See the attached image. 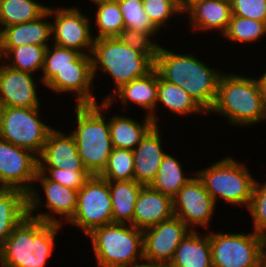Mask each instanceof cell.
<instances>
[{"instance_id": "2e32d148", "label": "cell", "mask_w": 266, "mask_h": 267, "mask_svg": "<svg viewBox=\"0 0 266 267\" xmlns=\"http://www.w3.org/2000/svg\"><path fill=\"white\" fill-rule=\"evenodd\" d=\"M90 54H82L75 61V68L59 71L47 84L55 92L77 93V105H96V98L90 90L93 81L92 58Z\"/></svg>"}, {"instance_id": "ffe728a7", "label": "cell", "mask_w": 266, "mask_h": 267, "mask_svg": "<svg viewBox=\"0 0 266 267\" xmlns=\"http://www.w3.org/2000/svg\"><path fill=\"white\" fill-rule=\"evenodd\" d=\"M51 17L49 7L38 19L31 22L15 24L0 30V47H20L24 45H40L47 47L52 34V24L43 21ZM44 18V19H43Z\"/></svg>"}, {"instance_id": "6da1fadb", "label": "cell", "mask_w": 266, "mask_h": 267, "mask_svg": "<svg viewBox=\"0 0 266 267\" xmlns=\"http://www.w3.org/2000/svg\"><path fill=\"white\" fill-rule=\"evenodd\" d=\"M54 215L26 216L0 248L1 267H45L61 221Z\"/></svg>"}, {"instance_id": "d6986e66", "label": "cell", "mask_w": 266, "mask_h": 267, "mask_svg": "<svg viewBox=\"0 0 266 267\" xmlns=\"http://www.w3.org/2000/svg\"><path fill=\"white\" fill-rule=\"evenodd\" d=\"M158 125L154 126L134 148V180L144 186L156 178L158 169L166 154L161 147Z\"/></svg>"}, {"instance_id": "ba28073f", "label": "cell", "mask_w": 266, "mask_h": 267, "mask_svg": "<svg viewBox=\"0 0 266 267\" xmlns=\"http://www.w3.org/2000/svg\"><path fill=\"white\" fill-rule=\"evenodd\" d=\"M31 151L0 138V189H19L28 195V215L38 208L40 199L30 184L38 173V157Z\"/></svg>"}, {"instance_id": "cb8c5ba5", "label": "cell", "mask_w": 266, "mask_h": 267, "mask_svg": "<svg viewBox=\"0 0 266 267\" xmlns=\"http://www.w3.org/2000/svg\"><path fill=\"white\" fill-rule=\"evenodd\" d=\"M26 216L28 195L19 189H0V248Z\"/></svg>"}, {"instance_id": "4316f807", "label": "cell", "mask_w": 266, "mask_h": 267, "mask_svg": "<svg viewBox=\"0 0 266 267\" xmlns=\"http://www.w3.org/2000/svg\"><path fill=\"white\" fill-rule=\"evenodd\" d=\"M42 182L46 196V204L52 213L61 214L68 222L74 215L77 207L78 190L48 180L45 174L37 173L35 181Z\"/></svg>"}, {"instance_id": "f35d334b", "label": "cell", "mask_w": 266, "mask_h": 267, "mask_svg": "<svg viewBox=\"0 0 266 267\" xmlns=\"http://www.w3.org/2000/svg\"><path fill=\"white\" fill-rule=\"evenodd\" d=\"M46 169L49 171V176L45 177L53 182L62 184L66 187H69L74 190H80L85 182L92 176L87 170H73L66 171L59 168L54 167H38V172L42 174L48 173Z\"/></svg>"}, {"instance_id": "ac0fdd59", "label": "cell", "mask_w": 266, "mask_h": 267, "mask_svg": "<svg viewBox=\"0 0 266 267\" xmlns=\"http://www.w3.org/2000/svg\"><path fill=\"white\" fill-rule=\"evenodd\" d=\"M173 216L171 197L154 190L150 185L141 188L134 207L133 226L145 230Z\"/></svg>"}, {"instance_id": "8fae6325", "label": "cell", "mask_w": 266, "mask_h": 267, "mask_svg": "<svg viewBox=\"0 0 266 267\" xmlns=\"http://www.w3.org/2000/svg\"><path fill=\"white\" fill-rule=\"evenodd\" d=\"M89 234L97 227L112 223V203L108 181L92 175L78 191L77 207L68 221Z\"/></svg>"}, {"instance_id": "74e56055", "label": "cell", "mask_w": 266, "mask_h": 267, "mask_svg": "<svg viewBox=\"0 0 266 267\" xmlns=\"http://www.w3.org/2000/svg\"><path fill=\"white\" fill-rule=\"evenodd\" d=\"M156 32H142L135 29L124 28L117 38L125 45L134 50L141 52L146 56H154L156 58L160 45L154 44L149 37Z\"/></svg>"}, {"instance_id": "ab89813d", "label": "cell", "mask_w": 266, "mask_h": 267, "mask_svg": "<svg viewBox=\"0 0 266 267\" xmlns=\"http://www.w3.org/2000/svg\"><path fill=\"white\" fill-rule=\"evenodd\" d=\"M248 210L254 222V232L262 236H266V182L258 185L255 181L252 199L248 206Z\"/></svg>"}, {"instance_id": "d590c367", "label": "cell", "mask_w": 266, "mask_h": 267, "mask_svg": "<svg viewBox=\"0 0 266 267\" xmlns=\"http://www.w3.org/2000/svg\"><path fill=\"white\" fill-rule=\"evenodd\" d=\"M125 28L142 32H156L158 28L150 20L143 8V0H117Z\"/></svg>"}, {"instance_id": "7a4b0ae2", "label": "cell", "mask_w": 266, "mask_h": 267, "mask_svg": "<svg viewBox=\"0 0 266 267\" xmlns=\"http://www.w3.org/2000/svg\"><path fill=\"white\" fill-rule=\"evenodd\" d=\"M155 69L163 80L182 87L206 112L213 107L221 77L217 70L193 55L176 54L161 46Z\"/></svg>"}, {"instance_id": "d4e9b609", "label": "cell", "mask_w": 266, "mask_h": 267, "mask_svg": "<svg viewBox=\"0 0 266 267\" xmlns=\"http://www.w3.org/2000/svg\"><path fill=\"white\" fill-rule=\"evenodd\" d=\"M112 203V223L133 225L134 207L141 188L135 180L108 181Z\"/></svg>"}, {"instance_id": "9a60e30c", "label": "cell", "mask_w": 266, "mask_h": 267, "mask_svg": "<svg viewBox=\"0 0 266 267\" xmlns=\"http://www.w3.org/2000/svg\"><path fill=\"white\" fill-rule=\"evenodd\" d=\"M32 73L0 65V106L39 107Z\"/></svg>"}, {"instance_id": "e0dca14e", "label": "cell", "mask_w": 266, "mask_h": 267, "mask_svg": "<svg viewBox=\"0 0 266 267\" xmlns=\"http://www.w3.org/2000/svg\"><path fill=\"white\" fill-rule=\"evenodd\" d=\"M38 167H54L66 171L87 170L78 154L74 136L72 134L65 136L55 129L48 134L38 157Z\"/></svg>"}, {"instance_id": "f6af8a7d", "label": "cell", "mask_w": 266, "mask_h": 267, "mask_svg": "<svg viewBox=\"0 0 266 267\" xmlns=\"http://www.w3.org/2000/svg\"><path fill=\"white\" fill-rule=\"evenodd\" d=\"M266 246H264V250H263V258H262V267H266V250H265Z\"/></svg>"}, {"instance_id": "83f0119b", "label": "cell", "mask_w": 266, "mask_h": 267, "mask_svg": "<svg viewBox=\"0 0 266 267\" xmlns=\"http://www.w3.org/2000/svg\"><path fill=\"white\" fill-rule=\"evenodd\" d=\"M157 101L175 114L206 113V111L182 87L163 80L158 74Z\"/></svg>"}, {"instance_id": "30bf717a", "label": "cell", "mask_w": 266, "mask_h": 267, "mask_svg": "<svg viewBox=\"0 0 266 267\" xmlns=\"http://www.w3.org/2000/svg\"><path fill=\"white\" fill-rule=\"evenodd\" d=\"M213 267H262L265 237L249 234H210Z\"/></svg>"}, {"instance_id": "b9f144b4", "label": "cell", "mask_w": 266, "mask_h": 267, "mask_svg": "<svg viewBox=\"0 0 266 267\" xmlns=\"http://www.w3.org/2000/svg\"><path fill=\"white\" fill-rule=\"evenodd\" d=\"M257 81L260 87L263 105L266 109V72L260 78H258Z\"/></svg>"}, {"instance_id": "4fadbf2b", "label": "cell", "mask_w": 266, "mask_h": 267, "mask_svg": "<svg viewBox=\"0 0 266 267\" xmlns=\"http://www.w3.org/2000/svg\"><path fill=\"white\" fill-rule=\"evenodd\" d=\"M50 15H55L52 24V34L55 44L60 47L75 49L86 54L82 49H87L90 54L93 50L94 40L90 33V25L81 11L77 8H49Z\"/></svg>"}, {"instance_id": "d6a6232c", "label": "cell", "mask_w": 266, "mask_h": 267, "mask_svg": "<svg viewBox=\"0 0 266 267\" xmlns=\"http://www.w3.org/2000/svg\"><path fill=\"white\" fill-rule=\"evenodd\" d=\"M51 51L49 46L46 47L44 55L42 82L48 84L54 76L65 68H75V61L82 55L75 49L53 46Z\"/></svg>"}, {"instance_id": "44dd1931", "label": "cell", "mask_w": 266, "mask_h": 267, "mask_svg": "<svg viewBox=\"0 0 266 267\" xmlns=\"http://www.w3.org/2000/svg\"><path fill=\"white\" fill-rule=\"evenodd\" d=\"M185 11H189L193 28L219 29L222 34L226 31L232 16L230 0H195L183 10Z\"/></svg>"}, {"instance_id": "60d3db41", "label": "cell", "mask_w": 266, "mask_h": 267, "mask_svg": "<svg viewBox=\"0 0 266 267\" xmlns=\"http://www.w3.org/2000/svg\"><path fill=\"white\" fill-rule=\"evenodd\" d=\"M232 15L266 23V0H230Z\"/></svg>"}, {"instance_id": "5b68a950", "label": "cell", "mask_w": 266, "mask_h": 267, "mask_svg": "<svg viewBox=\"0 0 266 267\" xmlns=\"http://www.w3.org/2000/svg\"><path fill=\"white\" fill-rule=\"evenodd\" d=\"M91 237L98 267H135L144 260L143 230L133 225L110 223L92 230Z\"/></svg>"}, {"instance_id": "8d00e7d4", "label": "cell", "mask_w": 266, "mask_h": 267, "mask_svg": "<svg viewBox=\"0 0 266 267\" xmlns=\"http://www.w3.org/2000/svg\"><path fill=\"white\" fill-rule=\"evenodd\" d=\"M143 8L159 29L175 13H184L179 0H143Z\"/></svg>"}, {"instance_id": "7402d4cb", "label": "cell", "mask_w": 266, "mask_h": 267, "mask_svg": "<svg viewBox=\"0 0 266 267\" xmlns=\"http://www.w3.org/2000/svg\"><path fill=\"white\" fill-rule=\"evenodd\" d=\"M170 267H213L210 234L204 237L190 231L182 239L169 263Z\"/></svg>"}, {"instance_id": "e575fe53", "label": "cell", "mask_w": 266, "mask_h": 267, "mask_svg": "<svg viewBox=\"0 0 266 267\" xmlns=\"http://www.w3.org/2000/svg\"><path fill=\"white\" fill-rule=\"evenodd\" d=\"M266 34V23L241 16L232 15L226 31L225 38L239 42H253Z\"/></svg>"}, {"instance_id": "7bdbcfd3", "label": "cell", "mask_w": 266, "mask_h": 267, "mask_svg": "<svg viewBox=\"0 0 266 267\" xmlns=\"http://www.w3.org/2000/svg\"><path fill=\"white\" fill-rule=\"evenodd\" d=\"M135 267H170V266L168 263H149L145 261V263L142 264L140 263Z\"/></svg>"}, {"instance_id": "1f68e13d", "label": "cell", "mask_w": 266, "mask_h": 267, "mask_svg": "<svg viewBox=\"0 0 266 267\" xmlns=\"http://www.w3.org/2000/svg\"><path fill=\"white\" fill-rule=\"evenodd\" d=\"M99 176L107 181L134 180L133 151L113 148L108 163Z\"/></svg>"}, {"instance_id": "277c9868", "label": "cell", "mask_w": 266, "mask_h": 267, "mask_svg": "<svg viewBox=\"0 0 266 267\" xmlns=\"http://www.w3.org/2000/svg\"><path fill=\"white\" fill-rule=\"evenodd\" d=\"M223 74L218 82L215 103L209 112L225 115L234 125H250L265 120L266 109L257 79Z\"/></svg>"}, {"instance_id": "836d02e7", "label": "cell", "mask_w": 266, "mask_h": 267, "mask_svg": "<svg viewBox=\"0 0 266 267\" xmlns=\"http://www.w3.org/2000/svg\"><path fill=\"white\" fill-rule=\"evenodd\" d=\"M96 25L99 28L98 38L117 37L125 28L120 6L117 0L96 5Z\"/></svg>"}, {"instance_id": "bcb514c9", "label": "cell", "mask_w": 266, "mask_h": 267, "mask_svg": "<svg viewBox=\"0 0 266 267\" xmlns=\"http://www.w3.org/2000/svg\"><path fill=\"white\" fill-rule=\"evenodd\" d=\"M96 4H100V3H104V2H110V1H114V0H91Z\"/></svg>"}, {"instance_id": "ee69618b", "label": "cell", "mask_w": 266, "mask_h": 267, "mask_svg": "<svg viewBox=\"0 0 266 267\" xmlns=\"http://www.w3.org/2000/svg\"><path fill=\"white\" fill-rule=\"evenodd\" d=\"M193 1L195 0H179L182 10H184Z\"/></svg>"}, {"instance_id": "8992f818", "label": "cell", "mask_w": 266, "mask_h": 267, "mask_svg": "<svg viewBox=\"0 0 266 267\" xmlns=\"http://www.w3.org/2000/svg\"><path fill=\"white\" fill-rule=\"evenodd\" d=\"M91 55L93 78L99 68L113 77L117 90L155 68L154 56L143 55L123 44L117 37L95 39Z\"/></svg>"}, {"instance_id": "484cf974", "label": "cell", "mask_w": 266, "mask_h": 267, "mask_svg": "<svg viewBox=\"0 0 266 267\" xmlns=\"http://www.w3.org/2000/svg\"><path fill=\"white\" fill-rule=\"evenodd\" d=\"M154 126L148 115L143 125L125 116H113L109 122L113 148L133 150Z\"/></svg>"}, {"instance_id": "f546056e", "label": "cell", "mask_w": 266, "mask_h": 267, "mask_svg": "<svg viewBox=\"0 0 266 267\" xmlns=\"http://www.w3.org/2000/svg\"><path fill=\"white\" fill-rule=\"evenodd\" d=\"M191 179V177L184 176L180 163L166 153L158 169L157 176L150 186L173 199L178 191Z\"/></svg>"}, {"instance_id": "4dcf8cb0", "label": "cell", "mask_w": 266, "mask_h": 267, "mask_svg": "<svg viewBox=\"0 0 266 267\" xmlns=\"http://www.w3.org/2000/svg\"><path fill=\"white\" fill-rule=\"evenodd\" d=\"M45 50V46L33 44L20 47H0V59L2 56L4 58L13 56L12 64L7 66L23 72L33 73L38 69H43Z\"/></svg>"}, {"instance_id": "603a6c76", "label": "cell", "mask_w": 266, "mask_h": 267, "mask_svg": "<svg viewBox=\"0 0 266 267\" xmlns=\"http://www.w3.org/2000/svg\"><path fill=\"white\" fill-rule=\"evenodd\" d=\"M158 92V72L154 68L150 73L143 77L136 78L129 83L124 84L117 90V95L120 96L122 104L129 101L138 104L144 109H148V116H150L157 126L156 118L153 114L157 101ZM127 101V102H126ZM150 110V112H149Z\"/></svg>"}, {"instance_id": "3957f363", "label": "cell", "mask_w": 266, "mask_h": 267, "mask_svg": "<svg viewBox=\"0 0 266 267\" xmlns=\"http://www.w3.org/2000/svg\"><path fill=\"white\" fill-rule=\"evenodd\" d=\"M112 94V95H111ZM108 95L101 106L76 105L77 127L71 133L77 145V151L87 171L99 175L106 167L113 146L110 137L109 121L101 111L113 104L114 94ZM98 105V106H97ZM101 109V110H99Z\"/></svg>"}, {"instance_id": "52a82bcc", "label": "cell", "mask_w": 266, "mask_h": 267, "mask_svg": "<svg viewBox=\"0 0 266 267\" xmlns=\"http://www.w3.org/2000/svg\"><path fill=\"white\" fill-rule=\"evenodd\" d=\"M196 175L200 176L199 179L215 204L219 196L229 203L245 204L248 208L256 180L243 164L227 157L203 171L196 172Z\"/></svg>"}, {"instance_id": "9c48e42d", "label": "cell", "mask_w": 266, "mask_h": 267, "mask_svg": "<svg viewBox=\"0 0 266 267\" xmlns=\"http://www.w3.org/2000/svg\"><path fill=\"white\" fill-rule=\"evenodd\" d=\"M38 109L0 106V138L40 155L53 128L38 119Z\"/></svg>"}, {"instance_id": "7c38bea8", "label": "cell", "mask_w": 266, "mask_h": 267, "mask_svg": "<svg viewBox=\"0 0 266 267\" xmlns=\"http://www.w3.org/2000/svg\"><path fill=\"white\" fill-rule=\"evenodd\" d=\"M187 225L178 217L143 230L144 260L149 263H170L175 250L189 233Z\"/></svg>"}, {"instance_id": "f1b7e54d", "label": "cell", "mask_w": 266, "mask_h": 267, "mask_svg": "<svg viewBox=\"0 0 266 267\" xmlns=\"http://www.w3.org/2000/svg\"><path fill=\"white\" fill-rule=\"evenodd\" d=\"M48 9L33 0H0V24L9 27L31 22L42 16Z\"/></svg>"}, {"instance_id": "5bb4252c", "label": "cell", "mask_w": 266, "mask_h": 267, "mask_svg": "<svg viewBox=\"0 0 266 267\" xmlns=\"http://www.w3.org/2000/svg\"><path fill=\"white\" fill-rule=\"evenodd\" d=\"M214 206L215 202L199 176L192 178L173 198L174 216L180 218L188 228L193 224L207 229Z\"/></svg>"}]
</instances>
